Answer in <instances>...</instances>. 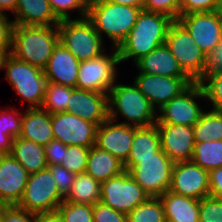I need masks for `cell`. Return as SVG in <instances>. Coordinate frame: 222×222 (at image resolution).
I'll use <instances>...</instances> for the list:
<instances>
[{
	"instance_id": "cell-42",
	"label": "cell",
	"mask_w": 222,
	"mask_h": 222,
	"mask_svg": "<svg viewBox=\"0 0 222 222\" xmlns=\"http://www.w3.org/2000/svg\"><path fill=\"white\" fill-rule=\"evenodd\" d=\"M47 168L54 177L60 195L65 198L69 194L76 174L61 165H47Z\"/></svg>"
},
{
	"instance_id": "cell-30",
	"label": "cell",
	"mask_w": 222,
	"mask_h": 222,
	"mask_svg": "<svg viewBox=\"0 0 222 222\" xmlns=\"http://www.w3.org/2000/svg\"><path fill=\"white\" fill-rule=\"evenodd\" d=\"M0 110V154H9L13 139L19 137L22 126V113L14 108Z\"/></svg>"
},
{
	"instance_id": "cell-36",
	"label": "cell",
	"mask_w": 222,
	"mask_h": 222,
	"mask_svg": "<svg viewBox=\"0 0 222 222\" xmlns=\"http://www.w3.org/2000/svg\"><path fill=\"white\" fill-rule=\"evenodd\" d=\"M90 148L78 145L67 146L64 151L62 167L77 174L84 173L87 168V158Z\"/></svg>"
},
{
	"instance_id": "cell-8",
	"label": "cell",
	"mask_w": 222,
	"mask_h": 222,
	"mask_svg": "<svg viewBox=\"0 0 222 222\" xmlns=\"http://www.w3.org/2000/svg\"><path fill=\"white\" fill-rule=\"evenodd\" d=\"M64 201L48 168L28 176L23 196L16 205L31 213L57 211Z\"/></svg>"
},
{
	"instance_id": "cell-21",
	"label": "cell",
	"mask_w": 222,
	"mask_h": 222,
	"mask_svg": "<svg viewBox=\"0 0 222 222\" xmlns=\"http://www.w3.org/2000/svg\"><path fill=\"white\" fill-rule=\"evenodd\" d=\"M135 65L142 73L167 77H189L165 44L143 56Z\"/></svg>"
},
{
	"instance_id": "cell-4",
	"label": "cell",
	"mask_w": 222,
	"mask_h": 222,
	"mask_svg": "<svg viewBox=\"0 0 222 222\" xmlns=\"http://www.w3.org/2000/svg\"><path fill=\"white\" fill-rule=\"evenodd\" d=\"M109 118L117 120L121 114L127 121L120 123L134 127H148L157 122L156 109L135 85L116 83L108 93Z\"/></svg>"
},
{
	"instance_id": "cell-52",
	"label": "cell",
	"mask_w": 222,
	"mask_h": 222,
	"mask_svg": "<svg viewBox=\"0 0 222 222\" xmlns=\"http://www.w3.org/2000/svg\"><path fill=\"white\" fill-rule=\"evenodd\" d=\"M104 1L112 2L116 4L130 5V6L139 7V8L143 7V2H144V0H104Z\"/></svg>"
},
{
	"instance_id": "cell-9",
	"label": "cell",
	"mask_w": 222,
	"mask_h": 222,
	"mask_svg": "<svg viewBox=\"0 0 222 222\" xmlns=\"http://www.w3.org/2000/svg\"><path fill=\"white\" fill-rule=\"evenodd\" d=\"M112 53H102L94 59L80 62L76 88L108 94L116 83L117 67L120 64L117 48Z\"/></svg>"
},
{
	"instance_id": "cell-47",
	"label": "cell",
	"mask_w": 222,
	"mask_h": 222,
	"mask_svg": "<svg viewBox=\"0 0 222 222\" xmlns=\"http://www.w3.org/2000/svg\"><path fill=\"white\" fill-rule=\"evenodd\" d=\"M44 148L48 165H60L62 163L64 151L67 149L65 144L53 139Z\"/></svg>"
},
{
	"instance_id": "cell-6",
	"label": "cell",
	"mask_w": 222,
	"mask_h": 222,
	"mask_svg": "<svg viewBox=\"0 0 222 222\" xmlns=\"http://www.w3.org/2000/svg\"><path fill=\"white\" fill-rule=\"evenodd\" d=\"M57 27L59 41L79 62L94 59L106 51L104 40L87 17L60 20Z\"/></svg>"
},
{
	"instance_id": "cell-19",
	"label": "cell",
	"mask_w": 222,
	"mask_h": 222,
	"mask_svg": "<svg viewBox=\"0 0 222 222\" xmlns=\"http://www.w3.org/2000/svg\"><path fill=\"white\" fill-rule=\"evenodd\" d=\"M29 174L9 153L0 154V199L9 206L21 200Z\"/></svg>"
},
{
	"instance_id": "cell-53",
	"label": "cell",
	"mask_w": 222,
	"mask_h": 222,
	"mask_svg": "<svg viewBox=\"0 0 222 222\" xmlns=\"http://www.w3.org/2000/svg\"><path fill=\"white\" fill-rule=\"evenodd\" d=\"M219 18H222V0H216V5L213 11Z\"/></svg>"
},
{
	"instance_id": "cell-5",
	"label": "cell",
	"mask_w": 222,
	"mask_h": 222,
	"mask_svg": "<svg viewBox=\"0 0 222 222\" xmlns=\"http://www.w3.org/2000/svg\"><path fill=\"white\" fill-rule=\"evenodd\" d=\"M123 164L150 197H160L169 190L174 162L162 149L153 158L127 159Z\"/></svg>"
},
{
	"instance_id": "cell-31",
	"label": "cell",
	"mask_w": 222,
	"mask_h": 222,
	"mask_svg": "<svg viewBox=\"0 0 222 222\" xmlns=\"http://www.w3.org/2000/svg\"><path fill=\"white\" fill-rule=\"evenodd\" d=\"M193 130L195 142L222 140V112L213 109L204 111Z\"/></svg>"
},
{
	"instance_id": "cell-22",
	"label": "cell",
	"mask_w": 222,
	"mask_h": 222,
	"mask_svg": "<svg viewBox=\"0 0 222 222\" xmlns=\"http://www.w3.org/2000/svg\"><path fill=\"white\" fill-rule=\"evenodd\" d=\"M19 137L46 146L54 139L51 114L43 108H28L22 114V126Z\"/></svg>"
},
{
	"instance_id": "cell-18",
	"label": "cell",
	"mask_w": 222,
	"mask_h": 222,
	"mask_svg": "<svg viewBox=\"0 0 222 222\" xmlns=\"http://www.w3.org/2000/svg\"><path fill=\"white\" fill-rule=\"evenodd\" d=\"M133 133L134 126L116 123V120L108 118L97 127L95 146L124 163L132 147Z\"/></svg>"
},
{
	"instance_id": "cell-1",
	"label": "cell",
	"mask_w": 222,
	"mask_h": 222,
	"mask_svg": "<svg viewBox=\"0 0 222 222\" xmlns=\"http://www.w3.org/2000/svg\"><path fill=\"white\" fill-rule=\"evenodd\" d=\"M173 21L174 19L165 14L142 9L134 27L117 48L120 63L131 58L135 64L143 56L165 44Z\"/></svg>"
},
{
	"instance_id": "cell-28",
	"label": "cell",
	"mask_w": 222,
	"mask_h": 222,
	"mask_svg": "<svg viewBox=\"0 0 222 222\" xmlns=\"http://www.w3.org/2000/svg\"><path fill=\"white\" fill-rule=\"evenodd\" d=\"M100 188L101 183L88 173L77 174L64 201L94 205L100 202Z\"/></svg>"
},
{
	"instance_id": "cell-15",
	"label": "cell",
	"mask_w": 222,
	"mask_h": 222,
	"mask_svg": "<svg viewBox=\"0 0 222 222\" xmlns=\"http://www.w3.org/2000/svg\"><path fill=\"white\" fill-rule=\"evenodd\" d=\"M177 21L206 55L222 40L220 18L213 11L180 15Z\"/></svg>"
},
{
	"instance_id": "cell-17",
	"label": "cell",
	"mask_w": 222,
	"mask_h": 222,
	"mask_svg": "<svg viewBox=\"0 0 222 222\" xmlns=\"http://www.w3.org/2000/svg\"><path fill=\"white\" fill-rule=\"evenodd\" d=\"M160 145L165 154L175 163L191 161L194 152L193 127L179 124H156Z\"/></svg>"
},
{
	"instance_id": "cell-2",
	"label": "cell",
	"mask_w": 222,
	"mask_h": 222,
	"mask_svg": "<svg viewBox=\"0 0 222 222\" xmlns=\"http://www.w3.org/2000/svg\"><path fill=\"white\" fill-rule=\"evenodd\" d=\"M58 42L57 25H14L9 54L43 70Z\"/></svg>"
},
{
	"instance_id": "cell-23",
	"label": "cell",
	"mask_w": 222,
	"mask_h": 222,
	"mask_svg": "<svg viewBox=\"0 0 222 222\" xmlns=\"http://www.w3.org/2000/svg\"><path fill=\"white\" fill-rule=\"evenodd\" d=\"M13 15L14 25L53 26L60 23L48 0H18Z\"/></svg>"
},
{
	"instance_id": "cell-35",
	"label": "cell",
	"mask_w": 222,
	"mask_h": 222,
	"mask_svg": "<svg viewBox=\"0 0 222 222\" xmlns=\"http://www.w3.org/2000/svg\"><path fill=\"white\" fill-rule=\"evenodd\" d=\"M47 79H36V82L10 83L16 93L29 102L28 108H41L45 96Z\"/></svg>"
},
{
	"instance_id": "cell-46",
	"label": "cell",
	"mask_w": 222,
	"mask_h": 222,
	"mask_svg": "<svg viewBox=\"0 0 222 222\" xmlns=\"http://www.w3.org/2000/svg\"><path fill=\"white\" fill-rule=\"evenodd\" d=\"M0 222H36V214L12 205L6 208Z\"/></svg>"
},
{
	"instance_id": "cell-34",
	"label": "cell",
	"mask_w": 222,
	"mask_h": 222,
	"mask_svg": "<svg viewBox=\"0 0 222 222\" xmlns=\"http://www.w3.org/2000/svg\"><path fill=\"white\" fill-rule=\"evenodd\" d=\"M71 93L72 88L69 86L47 82L41 108L50 114L66 112Z\"/></svg>"
},
{
	"instance_id": "cell-40",
	"label": "cell",
	"mask_w": 222,
	"mask_h": 222,
	"mask_svg": "<svg viewBox=\"0 0 222 222\" xmlns=\"http://www.w3.org/2000/svg\"><path fill=\"white\" fill-rule=\"evenodd\" d=\"M199 222H222V200L208 196L200 200Z\"/></svg>"
},
{
	"instance_id": "cell-45",
	"label": "cell",
	"mask_w": 222,
	"mask_h": 222,
	"mask_svg": "<svg viewBox=\"0 0 222 222\" xmlns=\"http://www.w3.org/2000/svg\"><path fill=\"white\" fill-rule=\"evenodd\" d=\"M222 73V40L206 55V67L204 76Z\"/></svg>"
},
{
	"instance_id": "cell-37",
	"label": "cell",
	"mask_w": 222,
	"mask_h": 222,
	"mask_svg": "<svg viewBox=\"0 0 222 222\" xmlns=\"http://www.w3.org/2000/svg\"><path fill=\"white\" fill-rule=\"evenodd\" d=\"M64 222H94L92 205L63 201L57 208Z\"/></svg>"
},
{
	"instance_id": "cell-55",
	"label": "cell",
	"mask_w": 222,
	"mask_h": 222,
	"mask_svg": "<svg viewBox=\"0 0 222 222\" xmlns=\"http://www.w3.org/2000/svg\"><path fill=\"white\" fill-rule=\"evenodd\" d=\"M9 205L4 203L3 205H0V221H1V218L3 216V213L4 211L6 210V208L8 207Z\"/></svg>"
},
{
	"instance_id": "cell-26",
	"label": "cell",
	"mask_w": 222,
	"mask_h": 222,
	"mask_svg": "<svg viewBox=\"0 0 222 222\" xmlns=\"http://www.w3.org/2000/svg\"><path fill=\"white\" fill-rule=\"evenodd\" d=\"M124 171V164L118 158L95 145L90 147L85 172L95 180L101 183Z\"/></svg>"
},
{
	"instance_id": "cell-27",
	"label": "cell",
	"mask_w": 222,
	"mask_h": 222,
	"mask_svg": "<svg viewBox=\"0 0 222 222\" xmlns=\"http://www.w3.org/2000/svg\"><path fill=\"white\" fill-rule=\"evenodd\" d=\"M161 150L157 125L134 127L132 147L128 159L153 158Z\"/></svg>"
},
{
	"instance_id": "cell-39",
	"label": "cell",
	"mask_w": 222,
	"mask_h": 222,
	"mask_svg": "<svg viewBox=\"0 0 222 222\" xmlns=\"http://www.w3.org/2000/svg\"><path fill=\"white\" fill-rule=\"evenodd\" d=\"M198 82L204 89L206 99L212 103L211 109L222 112V73L203 76Z\"/></svg>"
},
{
	"instance_id": "cell-14",
	"label": "cell",
	"mask_w": 222,
	"mask_h": 222,
	"mask_svg": "<svg viewBox=\"0 0 222 222\" xmlns=\"http://www.w3.org/2000/svg\"><path fill=\"white\" fill-rule=\"evenodd\" d=\"M169 191L198 200L208 197L209 172L192 161L175 162Z\"/></svg>"
},
{
	"instance_id": "cell-11",
	"label": "cell",
	"mask_w": 222,
	"mask_h": 222,
	"mask_svg": "<svg viewBox=\"0 0 222 222\" xmlns=\"http://www.w3.org/2000/svg\"><path fill=\"white\" fill-rule=\"evenodd\" d=\"M150 196L128 171L101 182L100 201L117 211L128 214Z\"/></svg>"
},
{
	"instance_id": "cell-44",
	"label": "cell",
	"mask_w": 222,
	"mask_h": 222,
	"mask_svg": "<svg viewBox=\"0 0 222 222\" xmlns=\"http://www.w3.org/2000/svg\"><path fill=\"white\" fill-rule=\"evenodd\" d=\"M215 5L216 0H180V15L212 12Z\"/></svg>"
},
{
	"instance_id": "cell-32",
	"label": "cell",
	"mask_w": 222,
	"mask_h": 222,
	"mask_svg": "<svg viewBox=\"0 0 222 222\" xmlns=\"http://www.w3.org/2000/svg\"><path fill=\"white\" fill-rule=\"evenodd\" d=\"M191 161L208 172L222 167V140L195 142Z\"/></svg>"
},
{
	"instance_id": "cell-54",
	"label": "cell",
	"mask_w": 222,
	"mask_h": 222,
	"mask_svg": "<svg viewBox=\"0 0 222 222\" xmlns=\"http://www.w3.org/2000/svg\"><path fill=\"white\" fill-rule=\"evenodd\" d=\"M9 53H10V50H0V70L2 68V61L4 59V56Z\"/></svg>"
},
{
	"instance_id": "cell-38",
	"label": "cell",
	"mask_w": 222,
	"mask_h": 222,
	"mask_svg": "<svg viewBox=\"0 0 222 222\" xmlns=\"http://www.w3.org/2000/svg\"><path fill=\"white\" fill-rule=\"evenodd\" d=\"M52 11L59 20L71 19V10L80 13L78 19L86 17L90 0H48Z\"/></svg>"
},
{
	"instance_id": "cell-16",
	"label": "cell",
	"mask_w": 222,
	"mask_h": 222,
	"mask_svg": "<svg viewBox=\"0 0 222 222\" xmlns=\"http://www.w3.org/2000/svg\"><path fill=\"white\" fill-rule=\"evenodd\" d=\"M66 112L99 126L109 118L108 94L72 88Z\"/></svg>"
},
{
	"instance_id": "cell-12",
	"label": "cell",
	"mask_w": 222,
	"mask_h": 222,
	"mask_svg": "<svg viewBox=\"0 0 222 222\" xmlns=\"http://www.w3.org/2000/svg\"><path fill=\"white\" fill-rule=\"evenodd\" d=\"M133 82L153 107L159 110L194 81L190 77H167L139 72Z\"/></svg>"
},
{
	"instance_id": "cell-50",
	"label": "cell",
	"mask_w": 222,
	"mask_h": 222,
	"mask_svg": "<svg viewBox=\"0 0 222 222\" xmlns=\"http://www.w3.org/2000/svg\"><path fill=\"white\" fill-rule=\"evenodd\" d=\"M36 222H64L58 211L37 213Z\"/></svg>"
},
{
	"instance_id": "cell-25",
	"label": "cell",
	"mask_w": 222,
	"mask_h": 222,
	"mask_svg": "<svg viewBox=\"0 0 222 222\" xmlns=\"http://www.w3.org/2000/svg\"><path fill=\"white\" fill-rule=\"evenodd\" d=\"M10 154L24 167L27 173H37L47 168L45 148L43 145L21 137L13 139Z\"/></svg>"
},
{
	"instance_id": "cell-56",
	"label": "cell",
	"mask_w": 222,
	"mask_h": 222,
	"mask_svg": "<svg viewBox=\"0 0 222 222\" xmlns=\"http://www.w3.org/2000/svg\"><path fill=\"white\" fill-rule=\"evenodd\" d=\"M220 22H221V30H222V18H220Z\"/></svg>"
},
{
	"instance_id": "cell-43",
	"label": "cell",
	"mask_w": 222,
	"mask_h": 222,
	"mask_svg": "<svg viewBox=\"0 0 222 222\" xmlns=\"http://www.w3.org/2000/svg\"><path fill=\"white\" fill-rule=\"evenodd\" d=\"M94 222H127V214L117 211L104 203L92 205Z\"/></svg>"
},
{
	"instance_id": "cell-7",
	"label": "cell",
	"mask_w": 222,
	"mask_h": 222,
	"mask_svg": "<svg viewBox=\"0 0 222 222\" xmlns=\"http://www.w3.org/2000/svg\"><path fill=\"white\" fill-rule=\"evenodd\" d=\"M165 45L174 55L182 70L194 82H198L204 76L206 54L177 20H174L168 29Z\"/></svg>"
},
{
	"instance_id": "cell-41",
	"label": "cell",
	"mask_w": 222,
	"mask_h": 222,
	"mask_svg": "<svg viewBox=\"0 0 222 222\" xmlns=\"http://www.w3.org/2000/svg\"><path fill=\"white\" fill-rule=\"evenodd\" d=\"M143 10L165 14L174 20L180 16V0H144Z\"/></svg>"
},
{
	"instance_id": "cell-20",
	"label": "cell",
	"mask_w": 222,
	"mask_h": 222,
	"mask_svg": "<svg viewBox=\"0 0 222 222\" xmlns=\"http://www.w3.org/2000/svg\"><path fill=\"white\" fill-rule=\"evenodd\" d=\"M79 66L80 62L59 41L54 47L43 72L47 82L75 88Z\"/></svg>"
},
{
	"instance_id": "cell-24",
	"label": "cell",
	"mask_w": 222,
	"mask_h": 222,
	"mask_svg": "<svg viewBox=\"0 0 222 222\" xmlns=\"http://www.w3.org/2000/svg\"><path fill=\"white\" fill-rule=\"evenodd\" d=\"M160 199L167 222H199L200 200L169 190Z\"/></svg>"
},
{
	"instance_id": "cell-10",
	"label": "cell",
	"mask_w": 222,
	"mask_h": 222,
	"mask_svg": "<svg viewBox=\"0 0 222 222\" xmlns=\"http://www.w3.org/2000/svg\"><path fill=\"white\" fill-rule=\"evenodd\" d=\"M206 99L200 82H193L178 96L171 99L157 113L156 124H179L193 127L204 112L197 102Z\"/></svg>"
},
{
	"instance_id": "cell-13",
	"label": "cell",
	"mask_w": 222,
	"mask_h": 222,
	"mask_svg": "<svg viewBox=\"0 0 222 222\" xmlns=\"http://www.w3.org/2000/svg\"><path fill=\"white\" fill-rule=\"evenodd\" d=\"M51 123L54 139L66 146L78 145L90 148L95 145L98 127L96 124L67 112L51 114Z\"/></svg>"
},
{
	"instance_id": "cell-48",
	"label": "cell",
	"mask_w": 222,
	"mask_h": 222,
	"mask_svg": "<svg viewBox=\"0 0 222 222\" xmlns=\"http://www.w3.org/2000/svg\"><path fill=\"white\" fill-rule=\"evenodd\" d=\"M13 26L7 15L0 14V50H11Z\"/></svg>"
},
{
	"instance_id": "cell-49",
	"label": "cell",
	"mask_w": 222,
	"mask_h": 222,
	"mask_svg": "<svg viewBox=\"0 0 222 222\" xmlns=\"http://www.w3.org/2000/svg\"><path fill=\"white\" fill-rule=\"evenodd\" d=\"M209 188V196L222 200V167L209 171Z\"/></svg>"
},
{
	"instance_id": "cell-33",
	"label": "cell",
	"mask_w": 222,
	"mask_h": 222,
	"mask_svg": "<svg viewBox=\"0 0 222 222\" xmlns=\"http://www.w3.org/2000/svg\"><path fill=\"white\" fill-rule=\"evenodd\" d=\"M127 222H167L160 197H149L127 214Z\"/></svg>"
},
{
	"instance_id": "cell-3",
	"label": "cell",
	"mask_w": 222,
	"mask_h": 222,
	"mask_svg": "<svg viewBox=\"0 0 222 222\" xmlns=\"http://www.w3.org/2000/svg\"><path fill=\"white\" fill-rule=\"evenodd\" d=\"M142 9L104 0H90L86 17L102 39V34H105L114 48H118L134 27Z\"/></svg>"
},
{
	"instance_id": "cell-51",
	"label": "cell",
	"mask_w": 222,
	"mask_h": 222,
	"mask_svg": "<svg viewBox=\"0 0 222 222\" xmlns=\"http://www.w3.org/2000/svg\"><path fill=\"white\" fill-rule=\"evenodd\" d=\"M18 0H0V14L7 15L6 10L14 14Z\"/></svg>"
},
{
	"instance_id": "cell-29",
	"label": "cell",
	"mask_w": 222,
	"mask_h": 222,
	"mask_svg": "<svg viewBox=\"0 0 222 222\" xmlns=\"http://www.w3.org/2000/svg\"><path fill=\"white\" fill-rule=\"evenodd\" d=\"M9 83L36 82V79H46L41 68L14 58L6 54L2 61V68Z\"/></svg>"
}]
</instances>
